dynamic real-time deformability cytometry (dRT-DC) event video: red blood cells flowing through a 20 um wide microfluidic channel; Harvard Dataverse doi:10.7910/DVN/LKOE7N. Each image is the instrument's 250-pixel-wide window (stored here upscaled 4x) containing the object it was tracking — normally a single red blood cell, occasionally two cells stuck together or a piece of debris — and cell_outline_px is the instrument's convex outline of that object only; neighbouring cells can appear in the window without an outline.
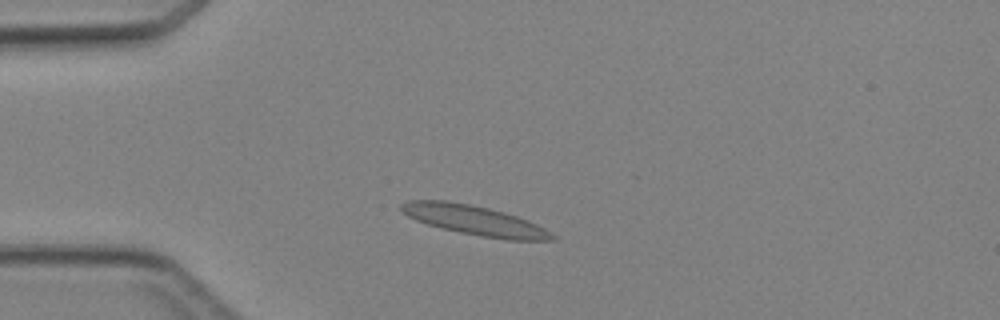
{"species": "Egyptian fruit bat (a non-hibernating species)", "species_latin": "Rousettus aegyptiacus", "temperature_condition": "cold", "stored_images_in_passage": 3, "camera_frame_rate_fps": 3000, "um_per_image_px": 0.085, "animal": {"sex": "female"}, "frame": {"image": 1, "passage_image": 2, "time_ms": 1.333, "image_size_px": [1000, 320], "cell_outline_px": [[556, 240], [508, 240], [480, 236], [440, 228], [416, 220], [408, 216], [400, 208], [400, 204], [408, 200], [448, 200], [488, 208], [504, 212], [528, 220], [552, 232], [556, 236]], "centroid_in_image_um": [40.35, 18.73], "position_along_channel_um": 44.6, "area_um2": 26.01}}